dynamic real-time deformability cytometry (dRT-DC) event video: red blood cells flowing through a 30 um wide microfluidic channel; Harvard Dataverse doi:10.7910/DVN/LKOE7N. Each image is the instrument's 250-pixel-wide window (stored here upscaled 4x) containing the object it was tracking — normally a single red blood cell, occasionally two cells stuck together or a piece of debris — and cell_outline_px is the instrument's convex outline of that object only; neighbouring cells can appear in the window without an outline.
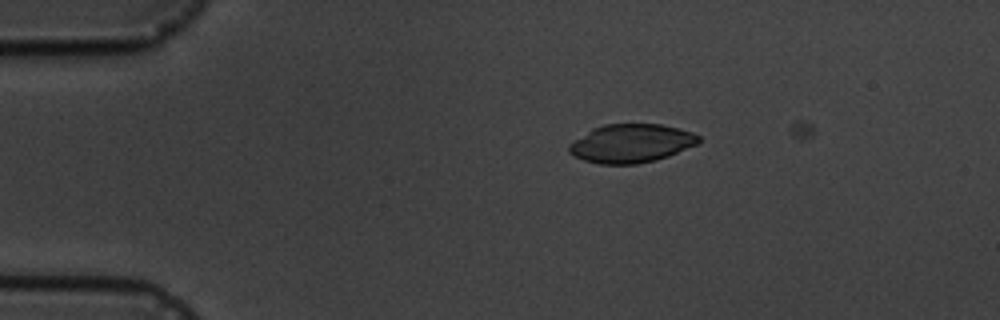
{"species": "common noctule bat (a hibernating species)", "species_latin": "Nyctalus noctula", "temperature_condition": "cold", "stored_images_in_passage": 4, "camera_frame_rate_fps": 3000, "um_per_image_px": 0.085, "animal": {"sex": "male", "body_mass_g": 19.5, "forearm_length_mm": 54.6}, "frame": {"image": 1, "passage_image": 3, "time_ms": 2.333, "image_size_px": [1000, 320], "cell_outline_px": [[700, 140], [696, 144], [668, 156], [656, 160], [636, 164], [600, 164], [584, 160], [568, 152], [568, 144], [592, 128], [604, 124], [660, 124], [692, 132], [700, 136]], "centroid_in_image_um": [53.62, 12.18], "position_along_channel_um": 31.4, "area_um2": 28.96}}